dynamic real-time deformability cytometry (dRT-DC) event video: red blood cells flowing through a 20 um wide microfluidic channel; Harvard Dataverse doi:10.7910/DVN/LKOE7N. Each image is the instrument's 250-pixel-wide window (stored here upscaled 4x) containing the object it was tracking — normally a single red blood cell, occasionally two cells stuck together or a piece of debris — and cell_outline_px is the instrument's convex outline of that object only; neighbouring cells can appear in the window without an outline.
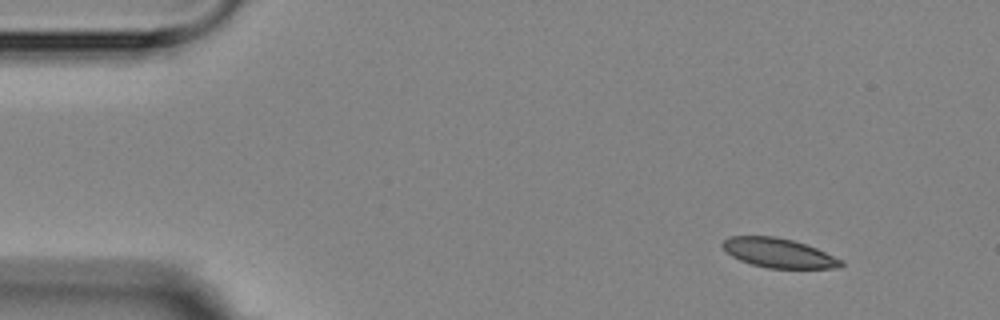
{"species": "Egyptian fruit bat (a non-hibernating species)", "species_latin": "Rousettus aegyptiacus", "temperature_condition": "room temperature", "stored_images_in_passage": 5, "camera_frame_rate_fps": 3000, "um_per_image_px": 0.085, "animal": {"sex": "female"}, "frame": {"image": 1, "passage_image": 1, "time_ms": 0.0, "image_size_px": [1000, 320], "cell_outline_px": [[844, 264], [840, 268], [768, 268], [752, 264], [740, 260], [732, 256], [720, 244], [728, 236], [776, 236], [792, 240], [816, 248], [844, 260]], "centroid_in_image_um": [66.2, 21.5], "position_along_channel_um": 18.8, "area_um2": 20.23}}
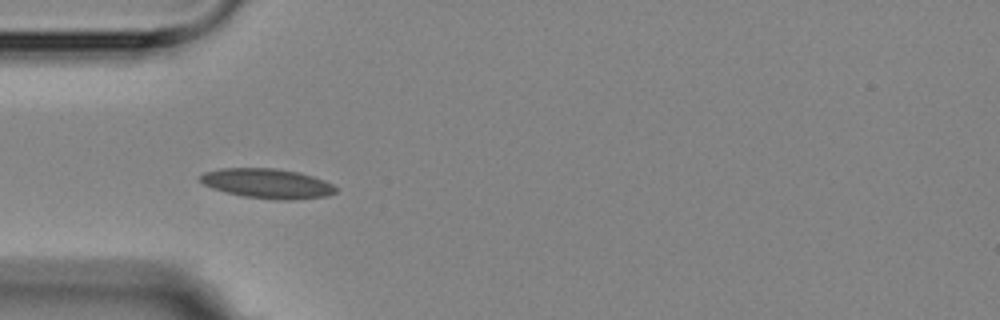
{"frame": {"image": 2, "passage_image": 4, "time_ms": 3.667, "image_size_px": [1000, 320], "cell_outline_px": [[336, 192], [328, 196], [288, 200], [276, 200], [244, 196], [212, 188], [204, 184], [200, 180], [200, 176], [204, 172], [220, 168], [276, 168], [300, 172], [324, 180], [332, 184], [336, 188]], "centroid_in_image_um": [22.74, 15.59], "position_along_channel_um": 62.3, "area_um2": 23.41}}
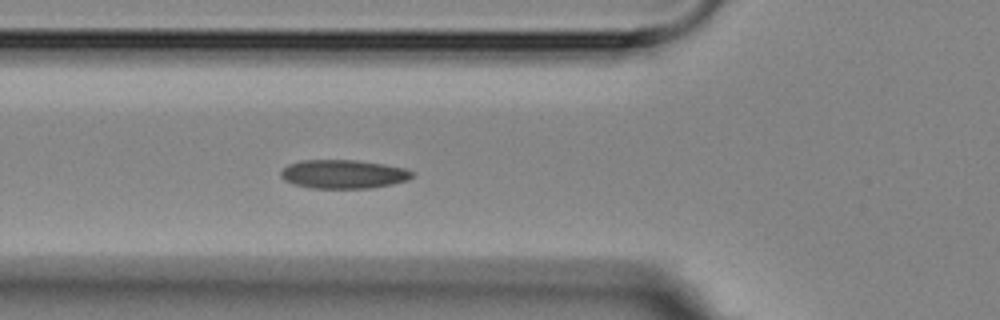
{"frame": {"image": 3, "passage_image": 5, "time_ms": 4.667, "image_size_px": [1000, 320], "cell_outline_px": [[416, 172], [408, 180], [392, 184], [368, 188], [312, 188], [296, 184], [284, 180], [280, 176], [280, 172], [288, 164], [304, 160], [356, 160], [384, 164], [404, 168]], "centroid_in_image_um": [29.21, 14.79], "position_along_channel_um": 96.6, "area_um2": 21.91}}